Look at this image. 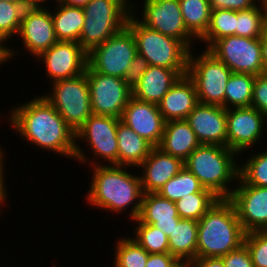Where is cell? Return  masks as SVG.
Masks as SVG:
<instances>
[{
	"instance_id": "83f0119b",
	"label": "cell",
	"mask_w": 267,
	"mask_h": 267,
	"mask_svg": "<svg viewBox=\"0 0 267 267\" xmlns=\"http://www.w3.org/2000/svg\"><path fill=\"white\" fill-rule=\"evenodd\" d=\"M182 18L187 30L199 40L210 23L211 7L208 0H179Z\"/></svg>"
},
{
	"instance_id": "e0dca14e",
	"label": "cell",
	"mask_w": 267,
	"mask_h": 267,
	"mask_svg": "<svg viewBox=\"0 0 267 267\" xmlns=\"http://www.w3.org/2000/svg\"><path fill=\"white\" fill-rule=\"evenodd\" d=\"M45 6H30L24 11L18 31L29 54L38 57L58 40L54 32L51 12Z\"/></svg>"
},
{
	"instance_id": "8d00e7d4",
	"label": "cell",
	"mask_w": 267,
	"mask_h": 267,
	"mask_svg": "<svg viewBox=\"0 0 267 267\" xmlns=\"http://www.w3.org/2000/svg\"><path fill=\"white\" fill-rule=\"evenodd\" d=\"M25 9L23 4L0 0V39L3 42L18 33Z\"/></svg>"
},
{
	"instance_id": "f546056e",
	"label": "cell",
	"mask_w": 267,
	"mask_h": 267,
	"mask_svg": "<svg viewBox=\"0 0 267 267\" xmlns=\"http://www.w3.org/2000/svg\"><path fill=\"white\" fill-rule=\"evenodd\" d=\"M256 76L252 74L232 73L225 91V109L250 107L253 83Z\"/></svg>"
},
{
	"instance_id": "6da1fadb",
	"label": "cell",
	"mask_w": 267,
	"mask_h": 267,
	"mask_svg": "<svg viewBox=\"0 0 267 267\" xmlns=\"http://www.w3.org/2000/svg\"><path fill=\"white\" fill-rule=\"evenodd\" d=\"M8 121L27 142L74 159L76 133L43 95L13 107Z\"/></svg>"
},
{
	"instance_id": "ac0fdd59",
	"label": "cell",
	"mask_w": 267,
	"mask_h": 267,
	"mask_svg": "<svg viewBox=\"0 0 267 267\" xmlns=\"http://www.w3.org/2000/svg\"><path fill=\"white\" fill-rule=\"evenodd\" d=\"M120 120L154 147L159 145L166 121L158 105L139 101L132 96Z\"/></svg>"
},
{
	"instance_id": "74e56055",
	"label": "cell",
	"mask_w": 267,
	"mask_h": 267,
	"mask_svg": "<svg viewBox=\"0 0 267 267\" xmlns=\"http://www.w3.org/2000/svg\"><path fill=\"white\" fill-rule=\"evenodd\" d=\"M254 267H267V230L248 232L244 237Z\"/></svg>"
},
{
	"instance_id": "681fc988",
	"label": "cell",
	"mask_w": 267,
	"mask_h": 267,
	"mask_svg": "<svg viewBox=\"0 0 267 267\" xmlns=\"http://www.w3.org/2000/svg\"><path fill=\"white\" fill-rule=\"evenodd\" d=\"M6 188L5 187H0V207L2 208V204H5V201H6V199H7V194H6ZM0 208V209H1ZM1 211V210H0ZM0 216H1V214H0Z\"/></svg>"
},
{
	"instance_id": "ab89813d",
	"label": "cell",
	"mask_w": 267,
	"mask_h": 267,
	"mask_svg": "<svg viewBox=\"0 0 267 267\" xmlns=\"http://www.w3.org/2000/svg\"><path fill=\"white\" fill-rule=\"evenodd\" d=\"M149 66V62L143 56L137 53V55L131 61L130 67L123 78L131 89H134V87L139 83L140 78L142 77L143 73L147 71Z\"/></svg>"
},
{
	"instance_id": "484cf974",
	"label": "cell",
	"mask_w": 267,
	"mask_h": 267,
	"mask_svg": "<svg viewBox=\"0 0 267 267\" xmlns=\"http://www.w3.org/2000/svg\"><path fill=\"white\" fill-rule=\"evenodd\" d=\"M169 253L182 264H189L196 259L198 240V221L180 219L173 233L168 237Z\"/></svg>"
},
{
	"instance_id": "7c38bea8",
	"label": "cell",
	"mask_w": 267,
	"mask_h": 267,
	"mask_svg": "<svg viewBox=\"0 0 267 267\" xmlns=\"http://www.w3.org/2000/svg\"><path fill=\"white\" fill-rule=\"evenodd\" d=\"M90 90L92 113L121 118L132 97V89L123 78L105 75L88 68L85 71Z\"/></svg>"
},
{
	"instance_id": "4316f807",
	"label": "cell",
	"mask_w": 267,
	"mask_h": 267,
	"mask_svg": "<svg viewBox=\"0 0 267 267\" xmlns=\"http://www.w3.org/2000/svg\"><path fill=\"white\" fill-rule=\"evenodd\" d=\"M57 7L55 11L51 12L57 40L79 43L85 18L83 8L66 6L59 3Z\"/></svg>"
},
{
	"instance_id": "bcb514c9",
	"label": "cell",
	"mask_w": 267,
	"mask_h": 267,
	"mask_svg": "<svg viewBox=\"0 0 267 267\" xmlns=\"http://www.w3.org/2000/svg\"><path fill=\"white\" fill-rule=\"evenodd\" d=\"M262 59H263V68L262 74L267 75V30L262 37V45H261Z\"/></svg>"
},
{
	"instance_id": "d6a6232c",
	"label": "cell",
	"mask_w": 267,
	"mask_h": 267,
	"mask_svg": "<svg viewBox=\"0 0 267 267\" xmlns=\"http://www.w3.org/2000/svg\"><path fill=\"white\" fill-rule=\"evenodd\" d=\"M219 199L213 192H197L184 195L175 205L180 218L199 221Z\"/></svg>"
},
{
	"instance_id": "2e32d148",
	"label": "cell",
	"mask_w": 267,
	"mask_h": 267,
	"mask_svg": "<svg viewBox=\"0 0 267 267\" xmlns=\"http://www.w3.org/2000/svg\"><path fill=\"white\" fill-rule=\"evenodd\" d=\"M265 119L266 116L252 106L227 109V148L241 154L258 143L266 129Z\"/></svg>"
},
{
	"instance_id": "603a6c76",
	"label": "cell",
	"mask_w": 267,
	"mask_h": 267,
	"mask_svg": "<svg viewBox=\"0 0 267 267\" xmlns=\"http://www.w3.org/2000/svg\"><path fill=\"white\" fill-rule=\"evenodd\" d=\"M138 219L142 223L154 225L169 237L173 233L175 224L181 218L178 215L175 202L158 193H145Z\"/></svg>"
},
{
	"instance_id": "7dc6e473",
	"label": "cell",
	"mask_w": 267,
	"mask_h": 267,
	"mask_svg": "<svg viewBox=\"0 0 267 267\" xmlns=\"http://www.w3.org/2000/svg\"><path fill=\"white\" fill-rule=\"evenodd\" d=\"M90 0H57L56 3L83 8Z\"/></svg>"
},
{
	"instance_id": "5bb4252c",
	"label": "cell",
	"mask_w": 267,
	"mask_h": 267,
	"mask_svg": "<svg viewBox=\"0 0 267 267\" xmlns=\"http://www.w3.org/2000/svg\"><path fill=\"white\" fill-rule=\"evenodd\" d=\"M228 198L245 233L267 230V187L245 184L238 178Z\"/></svg>"
},
{
	"instance_id": "8992f818",
	"label": "cell",
	"mask_w": 267,
	"mask_h": 267,
	"mask_svg": "<svg viewBox=\"0 0 267 267\" xmlns=\"http://www.w3.org/2000/svg\"><path fill=\"white\" fill-rule=\"evenodd\" d=\"M129 0H90L84 7L79 43L88 53L127 25L132 13Z\"/></svg>"
},
{
	"instance_id": "d6986e66",
	"label": "cell",
	"mask_w": 267,
	"mask_h": 267,
	"mask_svg": "<svg viewBox=\"0 0 267 267\" xmlns=\"http://www.w3.org/2000/svg\"><path fill=\"white\" fill-rule=\"evenodd\" d=\"M224 107L198 103L185 119L200 144L227 147V121Z\"/></svg>"
},
{
	"instance_id": "f6af8a7d",
	"label": "cell",
	"mask_w": 267,
	"mask_h": 267,
	"mask_svg": "<svg viewBox=\"0 0 267 267\" xmlns=\"http://www.w3.org/2000/svg\"><path fill=\"white\" fill-rule=\"evenodd\" d=\"M5 46L6 44H4V42L0 39V65H2V63H6V61L8 62V59L10 60L13 58L14 54L16 53L14 49L12 50L8 46Z\"/></svg>"
},
{
	"instance_id": "1f68e13d",
	"label": "cell",
	"mask_w": 267,
	"mask_h": 267,
	"mask_svg": "<svg viewBox=\"0 0 267 267\" xmlns=\"http://www.w3.org/2000/svg\"><path fill=\"white\" fill-rule=\"evenodd\" d=\"M237 11L229 9L211 10L210 23L206 33L199 39L206 42L208 49L216 40L235 35Z\"/></svg>"
},
{
	"instance_id": "cb8c5ba5",
	"label": "cell",
	"mask_w": 267,
	"mask_h": 267,
	"mask_svg": "<svg viewBox=\"0 0 267 267\" xmlns=\"http://www.w3.org/2000/svg\"><path fill=\"white\" fill-rule=\"evenodd\" d=\"M199 145L196 134L186 120H170L165 123L164 132L157 147L162 152L185 161Z\"/></svg>"
},
{
	"instance_id": "c3c4849f",
	"label": "cell",
	"mask_w": 267,
	"mask_h": 267,
	"mask_svg": "<svg viewBox=\"0 0 267 267\" xmlns=\"http://www.w3.org/2000/svg\"><path fill=\"white\" fill-rule=\"evenodd\" d=\"M1 146V145H0ZM2 147H0V187H6L5 186V177H4V175H5V165H4V159H5V157H4V153H3V151H2V149H1Z\"/></svg>"
},
{
	"instance_id": "ba28073f",
	"label": "cell",
	"mask_w": 267,
	"mask_h": 267,
	"mask_svg": "<svg viewBox=\"0 0 267 267\" xmlns=\"http://www.w3.org/2000/svg\"><path fill=\"white\" fill-rule=\"evenodd\" d=\"M45 97L76 133L93 114L86 73L70 79L54 81Z\"/></svg>"
},
{
	"instance_id": "ee69618b",
	"label": "cell",
	"mask_w": 267,
	"mask_h": 267,
	"mask_svg": "<svg viewBox=\"0 0 267 267\" xmlns=\"http://www.w3.org/2000/svg\"><path fill=\"white\" fill-rule=\"evenodd\" d=\"M189 265L191 267H225L223 260L219 257L196 258Z\"/></svg>"
},
{
	"instance_id": "ffe728a7",
	"label": "cell",
	"mask_w": 267,
	"mask_h": 267,
	"mask_svg": "<svg viewBox=\"0 0 267 267\" xmlns=\"http://www.w3.org/2000/svg\"><path fill=\"white\" fill-rule=\"evenodd\" d=\"M139 167L143 168V176L140 175L143 193H157L168 180L183 169L184 161L154 147L138 169Z\"/></svg>"
},
{
	"instance_id": "4fadbf2b",
	"label": "cell",
	"mask_w": 267,
	"mask_h": 267,
	"mask_svg": "<svg viewBox=\"0 0 267 267\" xmlns=\"http://www.w3.org/2000/svg\"><path fill=\"white\" fill-rule=\"evenodd\" d=\"M140 18L146 27L180 40L191 50L196 38L185 27L179 0H144Z\"/></svg>"
},
{
	"instance_id": "9c48e42d",
	"label": "cell",
	"mask_w": 267,
	"mask_h": 267,
	"mask_svg": "<svg viewBox=\"0 0 267 267\" xmlns=\"http://www.w3.org/2000/svg\"><path fill=\"white\" fill-rule=\"evenodd\" d=\"M137 53L134 35L125 26L88 52L87 68L105 75L124 78Z\"/></svg>"
},
{
	"instance_id": "9a60e30c",
	"label": "cell",
	"mask_w": 267,
	"mask_h": 267,
	"mask_svg": "<svg viewBox=\"0 0 267 267\" xmlns=\"http://www.w3.org/2000/svg\"><path fill=\"white\" fill-rule=\"evenodd\" d=\"M37 59L44 61L47 78L52 82L77 77L88 66V53L73 41H57Z\"/></svg>"
},
{
	"instance_id": "7bdbcfd3",
	"label": "cell",
	"mask_w": 267,
	"mask_h": 267,
	"mask_svg": "<svg viewBox=\"0 0 267 267\" xmlns=\"http://www.w3.org/2000/svg\"><path fill=\"white\" fill-rule=\"evenodd\" d=\"M182 263L170 253L149 254L145 267H180Z\"/></svg>"
},
{
	"instance_id": "277c9868",
	"label": "cell",
	"mask_w": 267,
	"mask_h": 267,
	"mask_svg": "<svg viewBox=\"0 0 267 267\" xmlns=\"http://www.w3.org/2000/svg\"><path fill=\"white\" fill-rule=\"evenodd\" d=\"M238 154L225 146L200 144L184 161V167L220 199L233 191L228 185L239 178Z\"/></svg>"
},
{
	"instance_id": "f5cc1de1",
	"label": "cell",
	"mask_w": 267,
	"mask_h": 267,
	"mask_svg": "<svg viewBox=\"0 0 267 267\" xmlns=\"http://www.w3.org/2000/svg\"><path fill=\"white\" fill-rule=\"evenodd\" d=\"M180 267H191L189 264H182Z\"/></svg>"
},
{
	"instance_id": "f35d334b",
	"label": "cell",
	"mask_w": 267,
	"mask_h": 267,
	"mask_svg": "<svg viewBox=\"0 0 267 267\" xmlns=\"http://www.w3.org/2000/svg\"><path fill=\"white\" fill-rule=\"evenodd\" d=\"M251 106L267 116V75L256 76L253 83Z\"/></svg>"
},
{
	"instance_id": "5b68a950",
	"label": "cell",
	"mask_w": 267,
	"mask_h": 267,
	"mask_svg": "<svg viewBox=\"0 0 267 267\" xmlns=\"http://www.w3.org/2000/svg\"><path fill=\"white\" fill-rule=\"evenodd\" d=\"M135 8L132 5L126 26L134 35L138 54L152 66L169 68L181 76L186 75L190 50L180 40L143 25L135 15Z\"/></svg>"
},
{
	"instance_id": "f907efd6",
	"label": "cell",
	"mask_w": 267,
	"mask_h": 267,
	"mask_svg": "<svg viewBox=\"0 0 267 267\" xmlns=\"http://www.w3.org/2000/svg\"><path fill=\"white\" fill-rule=\"evenodd\" d=\"M47 0H27V7L30 6H43V2H46ZM57 1V0H55ZM42 4V5H41Z\"/></svg>"
},
{
	"instance_id": "7a4b0ae2",
	"label": "cell",
	"mask_w": 267,
	"mask_h": 267,
	"mask_svg": "<svg viewBox=\"0 0 267 267\" xmlns=\"http://www.w3.org/2000/svg\"><path fill=\"white\" fill-rule=\"evenodd\" d=\"M94 160L91 163V166L95 164L92 167L93 178L86 195L88 198H85L87 203L115 213H121L133 204L129 219H137L144 195L140 175L130 174V171L125 170L127 166L105 165V163L101 165Z\"/></svg>"
},
{
	"instance_id": "3957f363",
	"label": "cell",
	"mask_w": 267,
	"mask_h": 267,
	"mask_svg": "<svg viewBox=\"0 0 267 267\" xmlns=\"http://www.w3.org/2000/svg\"><path fill=\"white\" fill-rule=\"evenodd\" d=\"M245 234L233 204L219 199L198 221L196 258L225 256L244 244Z\"/></svg>"
},
{
	"instance_id": "b9f144b4",
	"label": "cell",
	"mask_w": 267,
	"mask_h": 267,
	"mask_svg": "<svg viewBox=\"0 0 267 267\" xmlns=\"http://www.w3.org/2000/svg\"><path fill=\"white\" fill-rule=\"evenodd\" d=\"M211 10L229 9L241 11L249 9L257 4L260 0H208Z\"/></svg>"
},
{
	"instance_id": "4dcf8cb0",
	"label": "cell",
	"mask_w": 267,
	"mask_h": 267,
	"mask_svg": "<svg viewBox=\"0 0 267 267\" xmlns=\"http://www.w3.org/2000/svg\"><path fill=\"white\" fill-rule=\"evenodd\" d=\"M197 192L212 191L205 189L200 181L189 170L183 167V169L168 180L157 193L172 202H177L184 195Z\"/></svg>"
},
{
	"instance_id": "f1b7e54d",
	"label": "cell",
	"mask_w": 267,
	"mask_h": 267,
	"mask_svg": "<svg viewBox=\"0 0 267 267\" xmlns=\"http://www.w3.org/2000/svg\"><path fill=\"white\" fill-rule=\"evenodd\" d=\"M260 6L237 11L235 36L247 38H262L267 30V9L260 0ZM261 7V8H260Z\"/></svg>"
},
{
	"instance_id": "816d5d0a",
	"label": "cell",
	"mask_w": 267,
	"mask_h": 267,
	"mask_svg": "<svg viewBox=\"0 0 267 267\" xmlns=\"http://www.w3.org/2000/svg\"><path fill=\"white\" fill-rule=\"evenodd\" d=\"M12 3L23 4L27 8V0H5Z\"/></svg>"
},
{
	"instance_id": "44dd1931",
	"label": "cell",
	"mask_w": 267,
	"mask_h": 267,
	"mask_svg": "<svg viewBox=\"0 0 267 267\" xmlns=\"http://www.w3.org/2000/svg\"><path fill=\"white\" fill-rule=\"evenodd\" d=\"M195 83L186 74L168 90L158 104L164 120H185L198 104Z\"/></svg>"
},
{
	"instance_id": "d590c367",
	"label": "cell",
	"mask_w": 267,
	"mask_h": 267,
	"mask_svg": "<svg viewBox=\"0 0 267 267\" xmlns=\"http://www.w3.org/2000/svg\"><path fill=\"white\" fill-rule=\"evenodd\" d=\"M256 153L239 165V178L248 185L267 187V151Z\"/></svg>"
},
{
	"instance_id": "60d3db41",
	"label": "cell",
	"mask_w": 267,
	"mask_h": 267,
	"mask_svg": "<svg viewBox=\"0 0 267 267\" xmlns=\"http://www.w3.org/2000/svg\"><path fill=\"white\" fill-rule=\"evenodd\" d=\"M220 258L225 267H254L251 254L245 244Z\"/></svg>"
},
{
	"instance_id": "8fae6325",
	"label": "cell",
	"mask_w": 267,
	"mask_h": 267,
	"mask_svg": "<svg viewBox=\"0 0 267 267\" xmlns=\"http://www.w3.org/2000/svg\"><path fill=\"white\" fill-rule=\"evenodd\" d=\"M262 38L228 36L216 40L207 50L222 61L232 73L262 74Z\"/></svg>"
},
{
	"instance_id": "836d02e7",
	"label": "cell",
	"mask_w": 267,
	"mask_h": 267,
	"mask_svg": "<svg viewBox=\"0 0 267 267\" xmlns=\"http://www.w3.org/2000/svg\"><path fill=\"white\" fill-rule=\"evenodd\" d=\"M137 222L134 230L133 239L144 248L149 254L169 253L168 236L154 225L142 223L138 218L133 220Z\"/></svg>"
},
{
	"instance_id": "d4e9b609",
	"label": "cell",
	"mask_w": 267,
	"mask_h": 267,
	"mask_svg": "<svg viewBox=\"0 0 267 267\" xmlns=\"http://www.w3.org/2000/svg\"><path fill=\"white\" fill-rule=\"evenodd\" d=\"M118 165L138 167L154 146L119 120L117 125Z\"/></svg>"
},
{
	"instance_id": "e575fe53",
	"label": "cell",
	"mask_w": 267,
	"mask_h": 267,
	"mask_svg": "<svg viewBox=\"0 0 267 267\" xmlns=\"http://www.w3.org/2000/svg\"><path fill=\"white\" fill-rule=\"evenodd\" d=\"M115 245L114 267H145L149 253L132 237L120 238Z\"/></svg>"
},
{
	"instance_id": "52a82bcc",
	"label": "cell",
	"mask_w": 267,
	"mask_h": 267,
	"mask_svg": "<svg viewBox=\"0 0 267 267\" xmlns=\"http://www.w3.org/2000/svg\"><path fill=\"white\" fill-rule=\"evenodd\" d=\"M232 71L207 49L199 57L188 55L187 75L195 83L198 102L225 108L226 85Z\"/></svg>"
},
{
	"instance_id": "30bf717a",
	"label": "cell",
	"mask_w": 267,
	"mask_h": 267,
	"mask_svg": "<svg viewBox=\"0 0 267 267\" xmlns=\"http://www.w3.org/2000/svg\"><path fill=\"white\" fill-rule=\"evenodd\" d=\"M120 118L111 116H102L92 114L76 132V150L74 160L87 162L85 158L87 154L78 145L79 141L88 143L93 153L98 158L108 161V165H118V141H117V125ZM82 150V151H81ZM85 155V156H84ZM84 161V162H83Z\"/></svg>"
},
{
	"instance_id": "7402d4cb",
	"label": "cell",
	"mask_w": 267,
	"mask_h": 267,
	"mask_svg": "<svg viewBox=\"0 0 267 267\" xmlns=\"http://www.w3.org/2000/svg\"><path fill=\"white\" fill-rule=\"evenodd\" d=\"M180 77L176 70L150 65L132 89V96L139 101L158 105Z\"/></svg>"
}]
</instances>
